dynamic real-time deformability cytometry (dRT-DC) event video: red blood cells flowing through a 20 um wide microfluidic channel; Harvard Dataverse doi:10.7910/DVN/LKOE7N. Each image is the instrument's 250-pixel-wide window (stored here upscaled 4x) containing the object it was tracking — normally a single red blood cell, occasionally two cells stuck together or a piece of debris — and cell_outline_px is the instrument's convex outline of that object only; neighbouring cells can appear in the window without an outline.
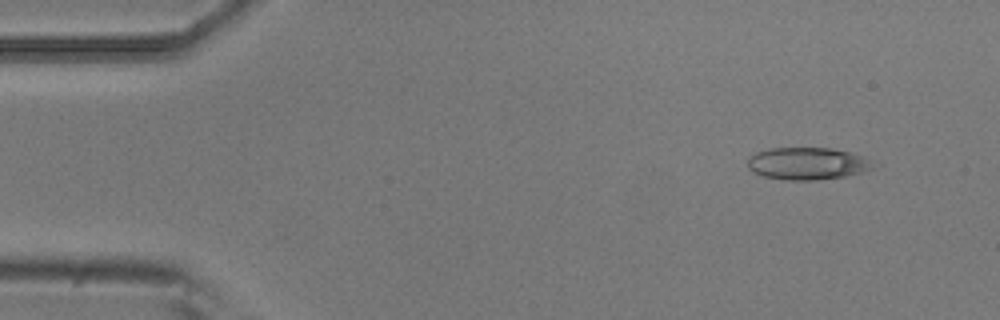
{"species": "common noctule bat (a hibernating species)", "species_latin": "Nyctalus noctula", "temperature_condition": "room temperature", "stored_images_in_passage": 4, "camera_frame_rate_fps": 3000, "um_per_image_px": 0.085, "animal": {"sex": "male", "body_mass_g": 20.5, "forearm_length_mm": 52.5}, "frame": {"image": 1, "passage_image": 1, "time_ms": 0.0, "image_size_px": [1000, 320], "cell_outline_px": [[868, 168], [860, 172], [844, 176], [816, 180], [784, 180], [764, 176], [752, 172], [748, 168], [748, 156], [756, 152], [772, 148], [832, 148], [848, 152], [860, 156], [868, 160]], "centroid_in_image_um": [68.48, 13.9], "position_along_channel_um": 16.5, "area_um2": 23.06}}
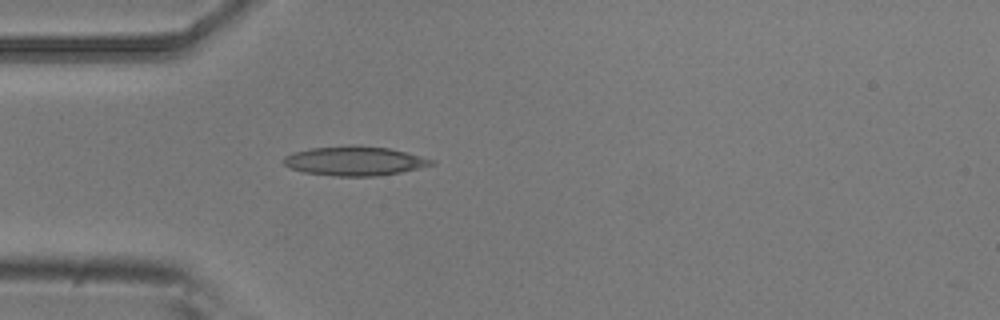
{"frame": {"image": 2, "passage_image": 4, "time_ms": 1.0, "image_size_px": [1000, 320], "cell_outline_px": [[436, 164], [400, 172], [376, 176], [332, 176], [304, 172], [292, 168], [284, 164], [284, 156], [308, 148], [348, 144], [360, 144], [388, 148], [436, 160]], "centroid_in_image_um": [30.15, 13.66], "position_along_channel_um": 54.9, "area_um2": 25.37}}